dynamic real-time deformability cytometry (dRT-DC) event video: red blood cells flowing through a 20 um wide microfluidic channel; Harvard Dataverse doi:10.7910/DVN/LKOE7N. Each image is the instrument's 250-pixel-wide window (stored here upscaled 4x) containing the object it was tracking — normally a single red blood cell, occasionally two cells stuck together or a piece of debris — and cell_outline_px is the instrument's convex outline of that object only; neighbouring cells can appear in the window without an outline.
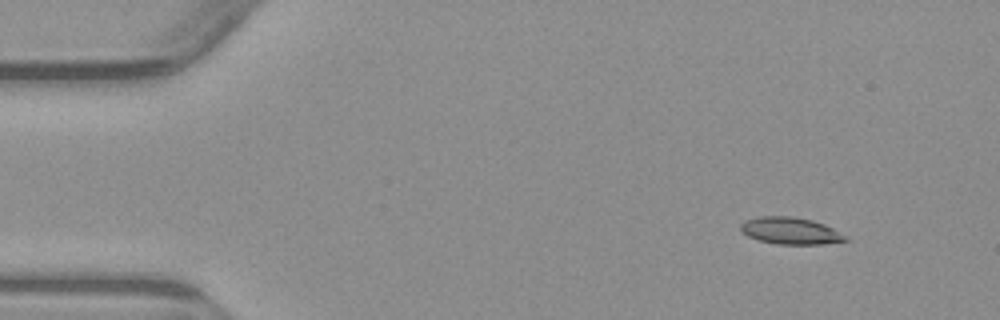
{"species": "common noctule bat (a hibernating species)", "species_latin": "Nyctalus noctula", "temperature_condition": "warm", "stored_images_in_passage": 4, "camera_frame_rate_fps": 3000, "um_per_image_px": 0.085, "animal": {"sex": "male", "body_mass_g": 23.1, "forearm_length_mm": 52.7}, "frame": {"image": 1, "passage_image": 1, "time_ms": 0.0, "image_size_px": [1000, 320], "cell_outline_px": [[848, 240], [824, 244], [776, 244], [760, 240], [748, 236], [740, 232], [740, 224], [744, 220], [760, 216], [792, 216], [812, 220], [824, 224], [832, 228], [844, 236]], "centroid_in_image_um": [67.12, 19.61], "position_along_channel_um": 17.9, "area_um2": 16.36}}
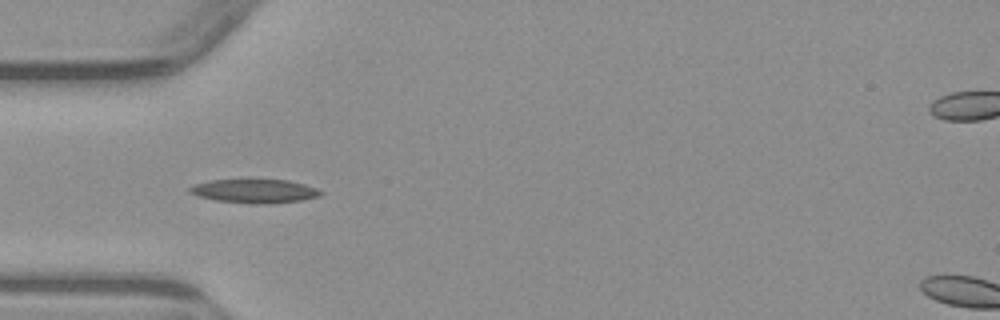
{"frame": {"image": 2, "passage_image": 3, "time_ms": 3.667, "image_size_px": [1000, 320], "cell_outline_px": [[324, 192], [320, 196], [300, 200], [272, 204], [256, 204], [216, 200], [196, 196], [188, 192], [188, 188], [192, 184], [212, 180], [248, 176], [252, 176], [288, 180], [304, 184], [316, 188]], "centroid_in_image_um": [21.59, 16.18], "position_along_channel_um": 63.4, "area_um2": 19.36}}
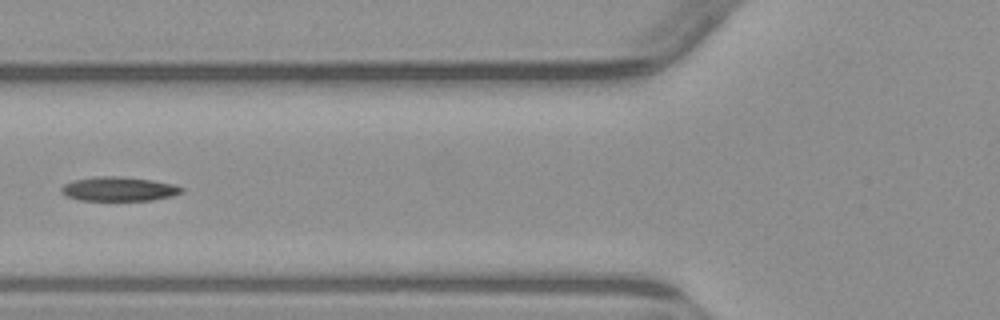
{"frame": {"image": 3, "passage_image": 4, "time_ms": 5.0, "image_size_px": [1000, 320], "cell_outline_px": [[184, 192], [172, 196], [152, 200], [80, 200], [64, 196], [60, 192], [60, 188], [64, 184], [72, 180], [96, 176], [120, 176], [152, 180], [172, 184], [184, 188]], "centroid_in_image_um": [10.06, 16.06], "position_along_channel_um": 115.7, "area_um2": 17.11}}